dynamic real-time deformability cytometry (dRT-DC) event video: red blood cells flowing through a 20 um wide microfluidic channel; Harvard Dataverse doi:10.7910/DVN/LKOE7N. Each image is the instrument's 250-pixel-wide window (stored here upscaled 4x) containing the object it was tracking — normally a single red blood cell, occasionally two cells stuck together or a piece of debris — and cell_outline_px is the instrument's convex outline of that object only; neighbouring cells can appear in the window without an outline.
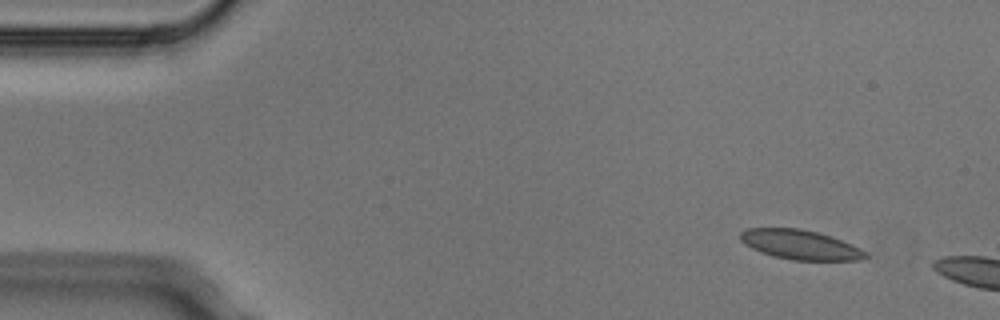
{"species": "Egyptian fruit bat (a non-hibernating species)", "species_latin": "Rousettus aegyptiacus", "temperature_condition": "cold", "stored_images_in_passage": 3, "camera_frame_rate_fps": 3000, "um_per_image_px": 0.085, "animal": {"sex": "male"}, "frame": {"image": 1, "passage_image": 1, "time_ms": 0.0, "image_size_px": [1000, 320], "cell_outline_px": [[868, 256], [860, 260], [792, 260], [772, 256], [760, 252], [744, 244], [740, 240], [740, 232], [748, 228], [800, 228], [832, 236], [852, 244], [868, 252]], "centroid_in_image_um": [68.02, 20.8], "position_along_channel_um": 17.0, "area_um2": 21.68}}